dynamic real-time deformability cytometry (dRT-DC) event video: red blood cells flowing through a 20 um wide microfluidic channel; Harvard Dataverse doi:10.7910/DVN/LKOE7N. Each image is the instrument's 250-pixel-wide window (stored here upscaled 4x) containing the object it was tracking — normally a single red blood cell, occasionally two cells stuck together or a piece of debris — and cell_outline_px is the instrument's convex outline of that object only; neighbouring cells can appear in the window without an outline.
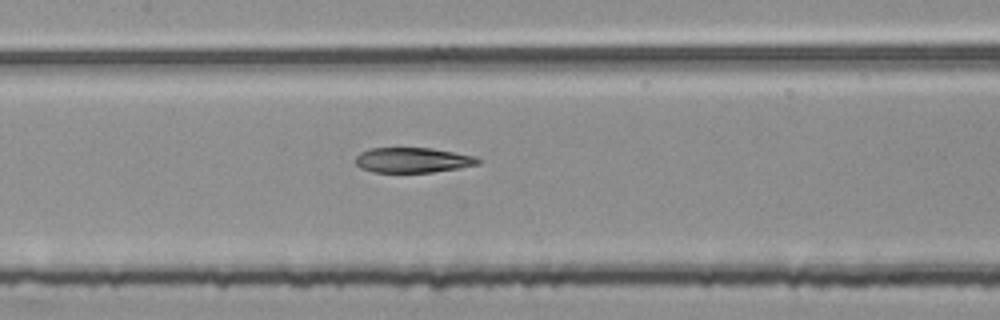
{"species": "common noctule bat (a hibernating species)", "species_latin": "Nyctalus noctula", "temperature_condition": "room temperature", "stored_images_in_passage": 48, "segment_of_instrument_passage": [2, 2], "camera_frame_rate_fps": 3000, "um_per_image_px": 0.085, "animal": {"sex": "female", "body_mass_g": 25.1}, "frame": {"image": 1, "passage_image": 20, "time_ms": 6.333, "image_size_px": [1000, 320], "cell_outline_px": [[484, 160], [480, 164], [432, 172], [372, 172], [360, 168], [356, 164], [356, 156], [360, 152], [368, 148], [432, 148], [476, 156]], "centroid_in_image_um": [35.09, 13.6], "position_along_channel_um": 172.3, "area_um2": 18.03}}
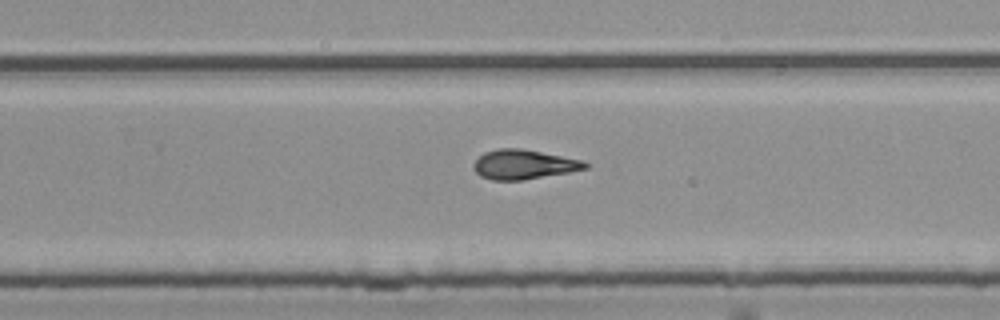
{"frame": {"image": 2, "passage_image": 29, "time_ms": 9.333, "image_size_px": [1000, 320], "cell_outline_px": [[588, 168], [568, 172], [520, 180], [492, 180], [480, 176], [472, 168], [472, 164], [484, 152], [500, 148], [520, 148], [584, 160], [588, 164]], "centroid_in_image_um": [44.49, 13.97], "position_along_channel_um": 285.3, "area_um2": 19.07}}
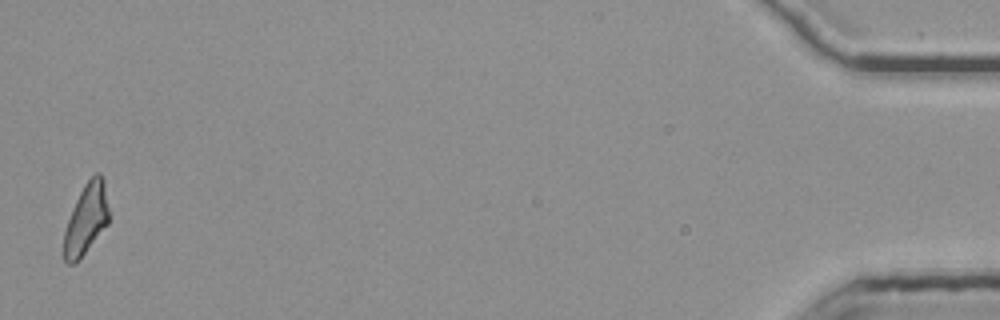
{"frame": {"image": 3, "passage_image": 48, "time_ms": 15.667, "image_size_px": [1000, 320], "cell_outline_px": [[108, 224], [84, 252], [72, 264], [68, 264], [64, 260], [64, 232], [68, 220], [76, 200], [84, 184], [96, 172], [100, 172], [104, 180], [108, 208]], "centroid_in_image_um": [7.33, 18.57], "position_along_channel_um": 427.9, "area_um2": 17.98}}